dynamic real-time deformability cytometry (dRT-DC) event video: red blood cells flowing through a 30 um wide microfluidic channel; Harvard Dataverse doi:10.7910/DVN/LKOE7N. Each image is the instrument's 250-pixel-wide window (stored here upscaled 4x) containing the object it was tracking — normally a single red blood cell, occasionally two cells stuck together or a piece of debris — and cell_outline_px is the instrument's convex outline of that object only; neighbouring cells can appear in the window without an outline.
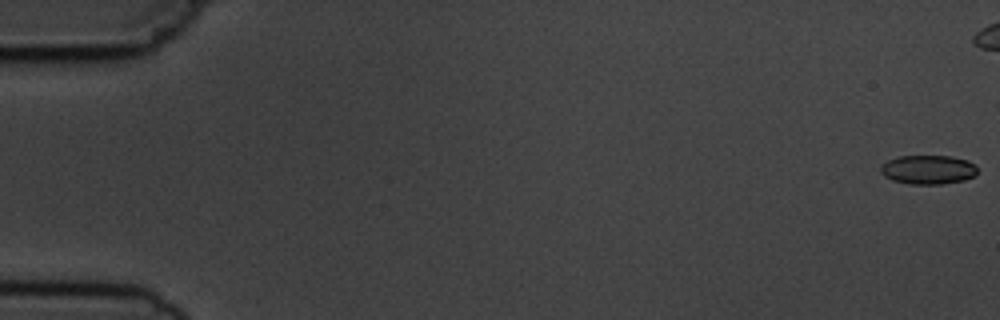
{"species": "common noctule bat (a hibernating species)", "species_latin": "Nyctalus noctula", "temperature_condition": "cold", "stored_images_in_passage": 6, "camera_frame_rate_fps": 3000, "um_per_image_px": 0.085, "animal": {"sex": "male", "body_mass_g": 19.5, "forearm_length_mm": 54.6}, "frame": {"image": 1, "passage_image": 1, "time_ms": 0.0, "image_size_px": [1000, 320], "cell_outline_px": [[976, 176], [964, 180], [940, 184], [908, 184], [892, 180], [884, 176], [880, 172], [880, 168], [888, 160], [900, 156], [952, 156], [968, 160], [976, 164]], "centroid_in_image_um": [78.91, 14.42], "position_along_channel_um": 6.1, "area_um2": 16.47}}